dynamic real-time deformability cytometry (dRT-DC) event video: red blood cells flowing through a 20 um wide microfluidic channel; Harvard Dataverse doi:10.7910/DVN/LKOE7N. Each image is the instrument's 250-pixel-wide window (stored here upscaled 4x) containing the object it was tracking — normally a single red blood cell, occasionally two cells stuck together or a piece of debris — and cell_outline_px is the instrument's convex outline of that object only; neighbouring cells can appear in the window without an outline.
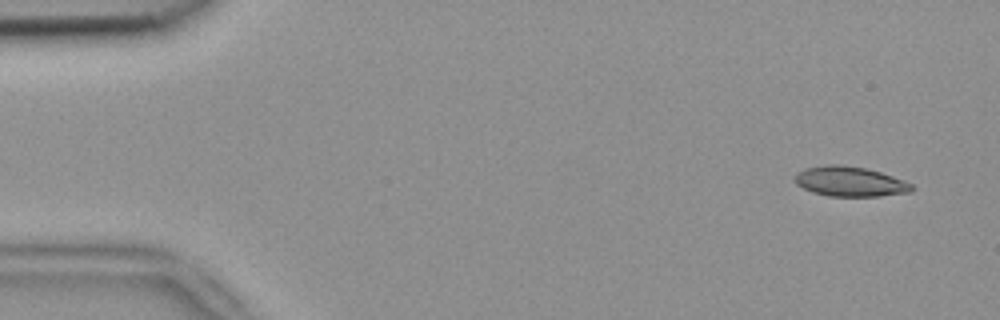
{"species": "common noctule bat (a hibernating species)", "species_latin": "Nyctalus noctula", "temperature_condition": "room temperature", "stored_images_in_passage": 7, "camera_frame_rate_fps": 3000, "um_per_image_px": 0.085, "animal": {"sex": "female", "body_mass_g": 18.4}, "frame": {"image": 1, "passage_image": 1, "time_ms": 0.0, "image_size_px": [1000, 320], "cell_outline_px": [[912, 192], [880, 196], [828, 196], [812, 192], [796, 184], [796, 172], [804, 168], [828, 164], [840, 164], [864, 168], [880, 172], [904, 180], [912, 184]], "centroid_in_image_um": [72.24, 15.43], "position_along_channel_um": 12.8, "area_um2": 20.35}}
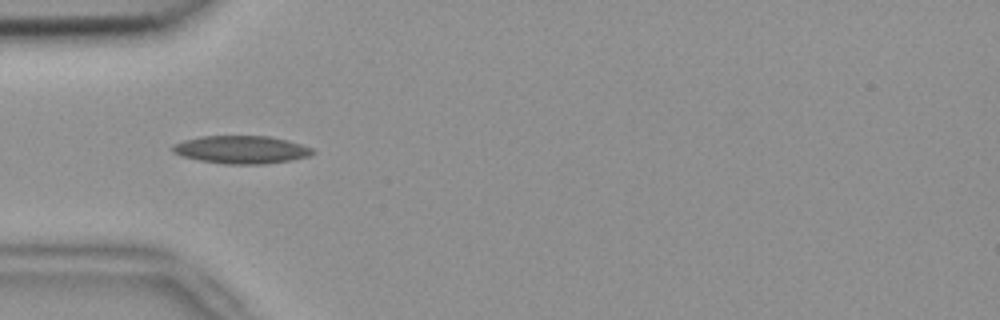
{"frame": {"image": 2, "passage_image": 4, "time_ms": 1.0, "image_size_px": [1000, 320], "cell_outline_px": [[316, 152], [308, 156], [288, 160], [264, 164], [224, 164], [200, 160], [180, 156], [172, 152], [172, 144], [184, 140], [200, 136], [268, 136], [288, 140], [312, 148]], "centroid_in_image_um": [20.47, 12.71], "position_along_channel_um": 64.5, "area_um2": 22.72}}
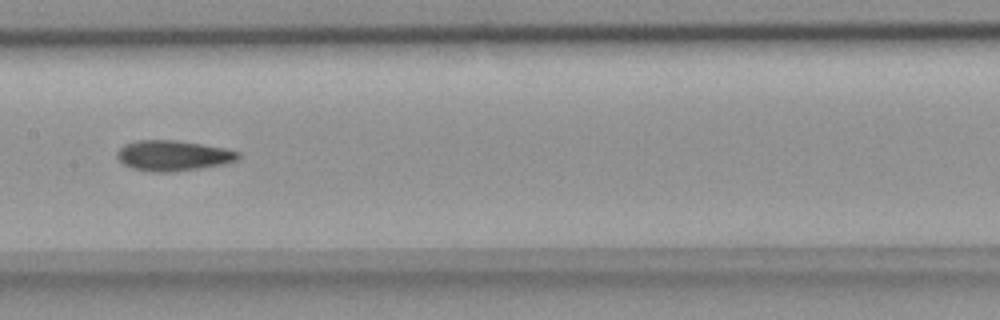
{"frame": {"image": 3, "passage_image": 7, "time_ms": 2.0, "image_size_px": [1000, 320], "cell_outline_px": [[240, 156], [236, 160], [224, 164], [200, 168], [172, 172], [148, 172], [132, 168], [124, 164], [116, 156], [116, 152], [124, 144], [136, 140], [176, 140], [224, 148], [240, 152]], "centroid_in_image_um": [14.68, 13.23], "position_along_channel_um": 192.7, "area_um2": 21.5}}